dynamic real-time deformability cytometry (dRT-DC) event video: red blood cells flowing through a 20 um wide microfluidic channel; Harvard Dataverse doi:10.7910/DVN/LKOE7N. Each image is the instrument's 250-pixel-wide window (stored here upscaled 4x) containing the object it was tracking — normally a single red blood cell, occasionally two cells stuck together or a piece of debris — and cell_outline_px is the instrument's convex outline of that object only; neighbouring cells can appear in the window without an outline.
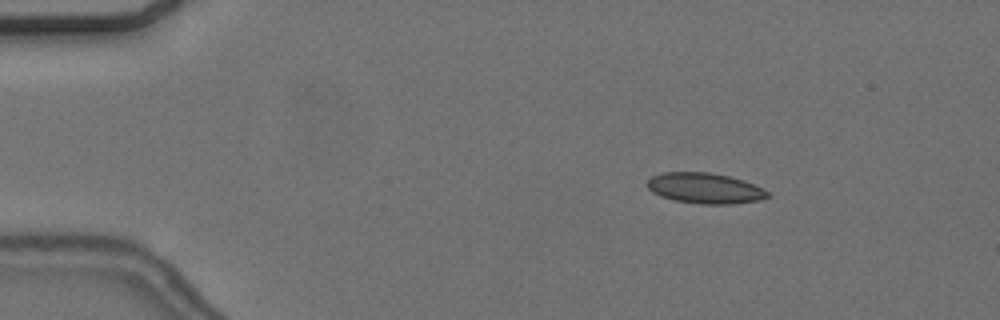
{"species": "common noctule bat (a hibernating species)", "species_latin": "Nyctalus noctula", "temperature_condition": "cold", "stored_images_in_passage": 57, "camera_frame_rate_fps": 3000, "um_per_image_px": 0.085, "animal": {"sex": "female", "body_mass_g": 24.6, "forearm_length_mm": 56.2}, "frame": {"image": 1, "passage_image": 9, "time_ms": 2.667, "image_size_px": [1000, 320], "cell_outline_px": [[772, 196], [760, 200], [732, 204], [700, 204], [672, 200], [660, 196], [652, 192], [648, 188], [648, 180], [652, 176], [664, 172], [708, 172], [728, 176], [744, 180], [768, 192]], "centroid_in_image_um": [59.91, 16.01], "position_along_channel_um": 25.1, "area_um2": 21.44}}
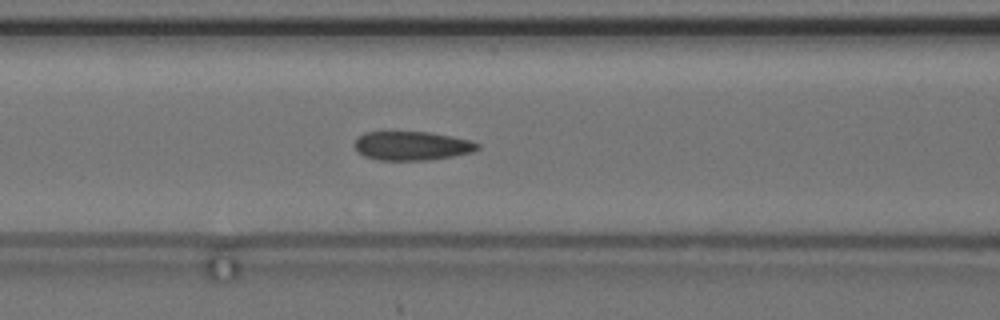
{"frame": {"image": 2, "passage_image": 24, "time_ms": 7.667, "image_size_px": [1000, 320], "cell_outline_px": [[480, 148], [472, 152], [452, 156], [428, 160], [380, 160], [364, 156], [356, 148], [356, 140], [364, 132], [428, 132], [452, 136], [468, 140], [480, 144]], "centroid_in_image_um": [35.04, 12.39], "position_along_channel_um": 131.6, "area_um2": 20.46}}
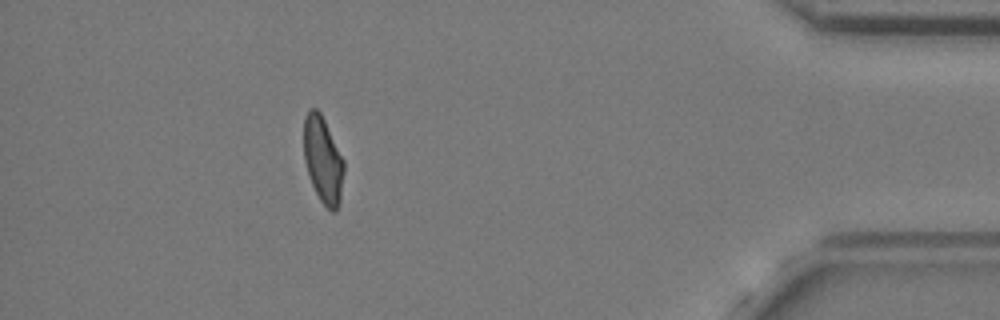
{"frame": {"image": 3, "passage_image": 51, "time_ms": 16.667, "image_size_px": [1000, 320], "cell_outline_px": [[344, 172], [340, 204], [336, 212], [332, 212], [320, 200], [312, 184], [304, 160], [304, 116], [312, 108], [316, 108], [320, 112], [344, 160]], "centroid_in_image_um": [27.46, 13.62], "position_along_channel_um": 407.7, "area_um2": 20.11}, "authors_computed_cell_mechanics": {"area_um2": 20.8658, "velocity_mm_per_s": 3.6456, "shape_relaxation_time_tau1_ms": 10.3186, "shape_relaxation_time_tau2_ms": 1.5759, "deformation_change_tau1": 0.1878, "deformation_change_tau2": 0.0812}}